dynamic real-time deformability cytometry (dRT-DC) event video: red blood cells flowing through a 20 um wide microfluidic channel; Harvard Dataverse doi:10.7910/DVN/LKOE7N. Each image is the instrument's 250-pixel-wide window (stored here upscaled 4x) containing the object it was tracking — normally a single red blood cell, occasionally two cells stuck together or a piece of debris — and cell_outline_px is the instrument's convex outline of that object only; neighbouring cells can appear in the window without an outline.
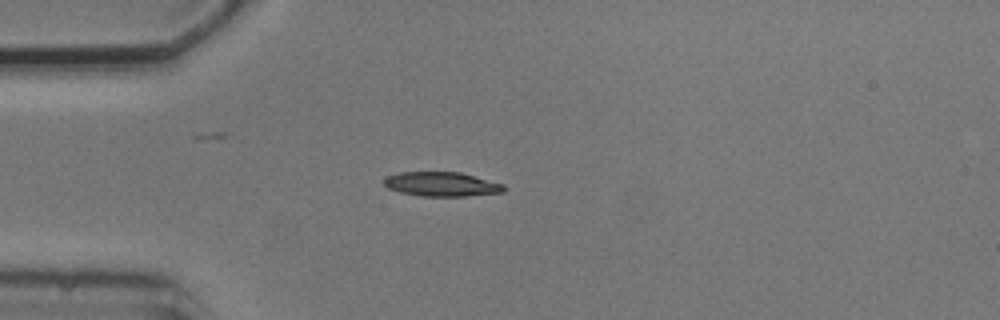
{"species": "common noctule bat (a hibernating species)", "species_latin": "Nyctalus noctula", "temperature_condition": "cold", "stored_images_in_passage": 2, "camera_frame_rate_fps": 3000, "um_per_image_px": 0.085, "animal": {"sex": "male", "body_mass_g": 20.5, "forearm_length_mm": 52.5}, "frame": {"image": 1, "passage_image": 2, "time_ms": 1.667, "image_size_px": [1000, 320], "cell_outline_px": [[504, 192], [464, 196], [420, 196], [400, 192], [388, 188], [384, 184], [384, 176], [400, 172], [460, 172], [504, 184]], "centroid_in_image_um": [37.51, 15.65], "position_along_channel_um": 47.5, "area_um2": 16.99}}